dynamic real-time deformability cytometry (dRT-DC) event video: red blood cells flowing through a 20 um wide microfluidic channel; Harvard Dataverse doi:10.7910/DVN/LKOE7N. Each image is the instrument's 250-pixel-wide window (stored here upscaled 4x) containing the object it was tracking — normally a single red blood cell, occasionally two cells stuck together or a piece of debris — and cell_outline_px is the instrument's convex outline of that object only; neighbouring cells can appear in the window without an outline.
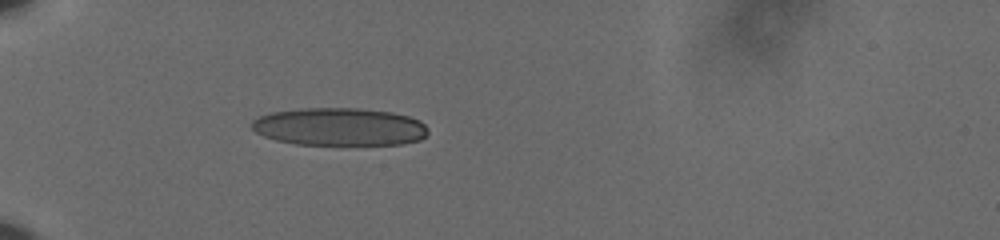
{"species": "human", "species_latin": "Homo sapiens", "temperature_condition": "cold", "stored_images_in_passage": 40, "camera_frame_rate_fps": 3000, "um_per_image_px": 0.085, "donor": {"sex": "male"}, "frame": {"image": 1, "passage_image": 1, "time_ms": 0.0, "image_size_px": [1000, 240], "cell_outline_px": [[428, 132], [420, 140], [404, 144], [296, 144], [276, 140], [264, 136], [256, 132], [252, 128], [252, 120], [260, 116], [272, 112], [300, 108], [356, 108], [392, 112], [408, 116], [420, 120], [428, 128]], "centroid_in_image_um": [28.86, 10.77], "position_along_channel_um": 56.1, "area_um2": 38.78}}
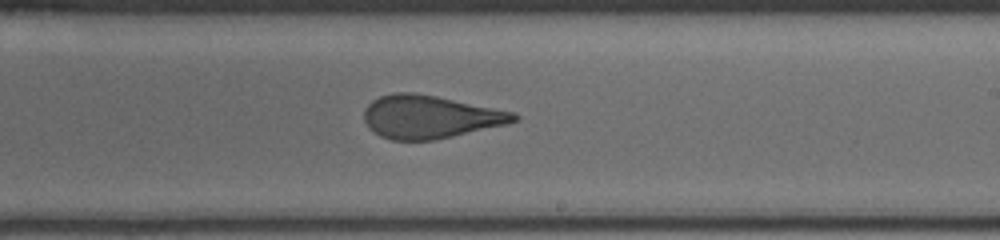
{"frame": {"image": 2, "passage_image": 19, "time_ms": 6.0, "image_size_px": [1000, 240], "cell_outline_px": [[520, 120], [508, 124], [452, 136], [432, 140], [392, 140], [380, 136], [368, 128], [364, 120], [364, 108], [372, 100], [380, 96], [396, 92], [412, 92], [436, 96], [512, 112], [520, 116]], "centroid_in_image_um": [36.51, 9.93], "position_along_channel_um": 252.5, "area_um2": 37.4}}
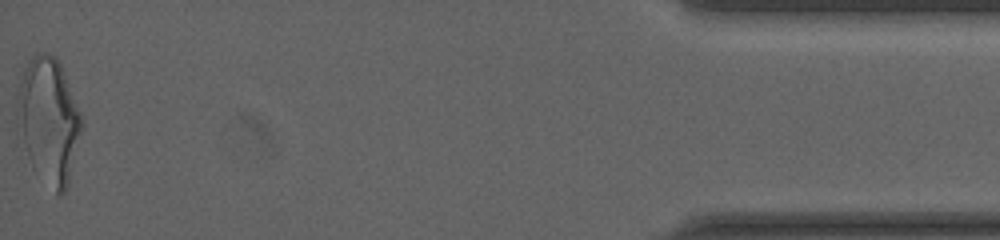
{"frame": {"image": 3, "passage_image": 40, "time_ms": 13.0, "image_size_px": [1000, 240], "cell_outline_px": [[84, 124], [68, 184], [64, 192], [56, 196], [32, 168], [16, 124], [16, 100], [24, 68], [28, 60], [36, 52], [48, 52], [56, 56], [60, 64], [84, 120]], "centroid_in_image_um": [4.14, 10.24], "position_along_channel_um": 431.1, "area_um2": 47.63}, "authors_computed_cell_mechanics": {"area_um2": 38.7549, "velocity_mm_per_s": 3.6335, "shape_relaxation_time_tau1_ms": 6.2313, "shape_relaxation_time_tau2_ms": 1.0599, "deformation_change_tau1": 0.1965, "deformation_change_tau2": 0.0886}}